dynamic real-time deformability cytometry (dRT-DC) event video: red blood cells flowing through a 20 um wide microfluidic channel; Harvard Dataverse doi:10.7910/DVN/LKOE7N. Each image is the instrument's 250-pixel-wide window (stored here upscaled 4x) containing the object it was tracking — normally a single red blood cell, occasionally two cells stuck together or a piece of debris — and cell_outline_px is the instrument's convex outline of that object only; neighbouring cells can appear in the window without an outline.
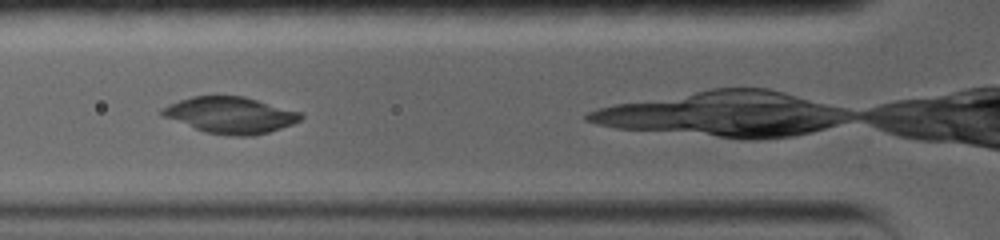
{"species": "common noctule bat (a hibernating species)", "species_latin": "Nyctalus noctula", "temperature_condition": "warm", "stored_images_in_passage": 23, "camera_frame_rate_fps": 5000, "um_per_image_px": 0.085, "animal": {"sex": "female", "body_mass_g": 19.0, "forearm_length_mm": 56.7}, "frame": {"image": 1, "passage_image": 4, "time_ms": 1.4, "image_size_px": [1000, 240], "cell_outline_px": [[304, 116], [300, 120], [292, 124], [268, 132], [252, 136], [232, 136], [204, 132], [160, 116], [160, 108], [168, 104], [192, 96], [244, 96], [304, 112]], "centroid_in_image_um": [19.58, 9.78], "position_along_channel_um": 106.2, "area_um2": 29.71}}
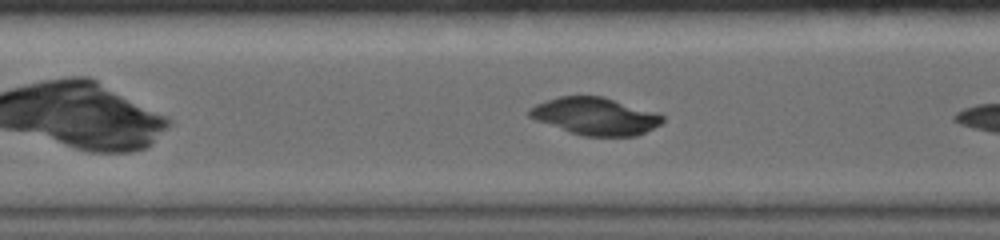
{"frame": {"image": 2, "passage_image": 7, "time_ms": 2.8, "image_size_px": [1000, 240], "cell_outline_px": [[664, 120], [660, 124], [636, 136], [584, 136], [568, 132], [536, 120], [528, 116], [528, 108], [536, 104], [560, 96], [600, 96], [660, 112], [664, 116]], "centroid_in_image_um": [50.61, 9.88], "position_along_channel_um": 156.8, "area_um2": 29.02}}
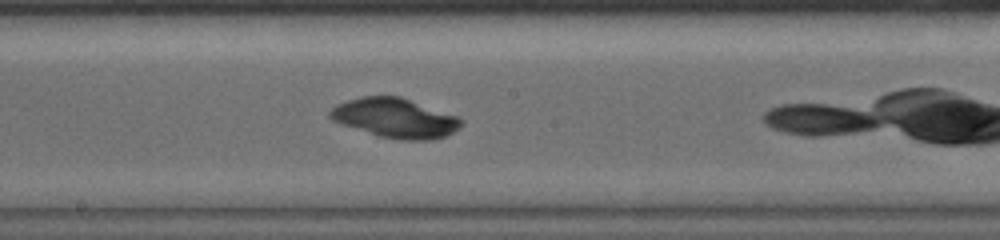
{"frame": {"image": 3, "passage_image": 10, "time_ms": 4.4, "image_size_px": [1000, 240], "cell_outline_px": [[464, 124], [460, 128], [444, 136], [432, 140], [400, 140], [380, 136], [340, 124], [332, 120], [328, 116], [328, 112], [336, 104], [348, 100], [364, 96], [400, 96], [460, 116], [464, 120]], "centroid_in_image_um": [33.62, 10.03], "position_along_channel_um": 214.6, "area_um2": 30.46}}